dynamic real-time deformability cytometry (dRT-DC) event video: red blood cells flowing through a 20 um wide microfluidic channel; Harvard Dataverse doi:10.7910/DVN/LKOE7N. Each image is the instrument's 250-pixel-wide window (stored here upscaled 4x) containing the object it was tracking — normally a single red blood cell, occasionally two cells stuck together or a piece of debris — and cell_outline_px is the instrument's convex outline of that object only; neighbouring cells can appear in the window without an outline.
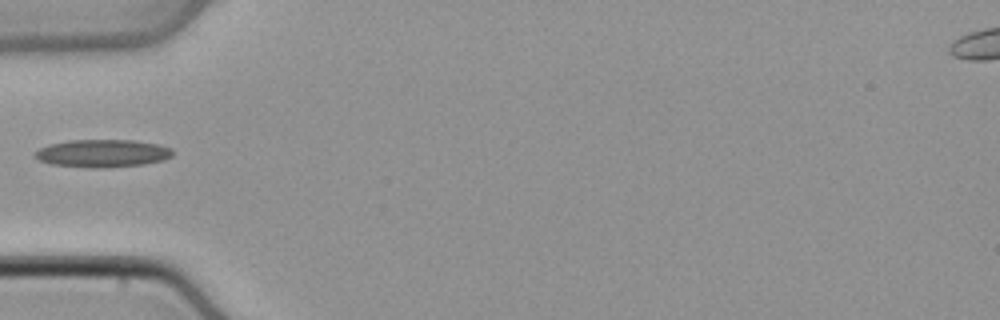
{"species": "common noctule bat (a hibernating species)", "species_latin": "Nyctalus noctula", "temperature_condition": "cold", "stored_images_in_passage": 33, "camera_frame_rate_fps": 3000, "um_per_image_px": 0.085, "animal": {"sex": "male", "body_mass_g": 21.5, "forearm_length_mm": 52.0}, "frame": {"image": 1, "passage_image": 1, "time_ms": 0.0, "image_size_px": [1000, 320], "cell_outline_px": [[172, 156], [164, 160], [144, 164], [92, 168], [52, 164], [40, 160], [36, 156], [36, 152], [40, 148], [52, 144], [72, 140], [136, 140], [156, 144], [172, 148]], "centroid_in_image_um": [8.77, 13.03], "position_along_channel_um": 76.2, "area_um2": 21.85}}
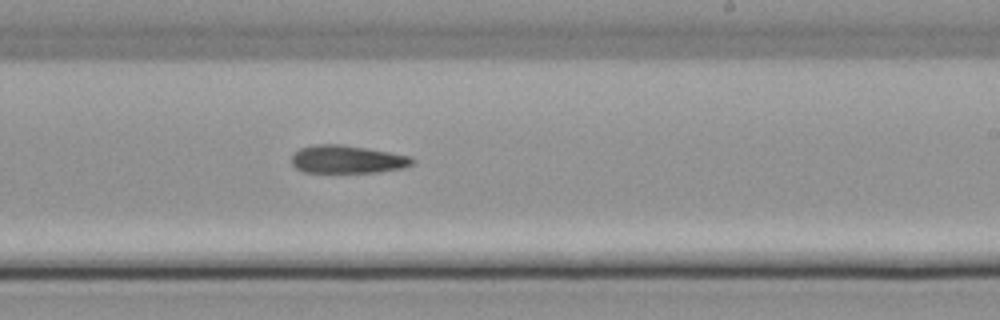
{"frame": {"image": 2, "passage_image": 14, "time_ms": 4.333, "image_size_px": [1000, 320], "cell_outline_px": [[412, 164], [404, 168], [376, 172], [304, 172], [296, 168], [292, 164], [292, 156], [300, 148], [316, 144], [340, 144], [368, 148], [412, 156]], "centroid_in_image_um": [29.52, 13.54], "position_along_channel_um": 259.5, "area_um2": 19.59}}
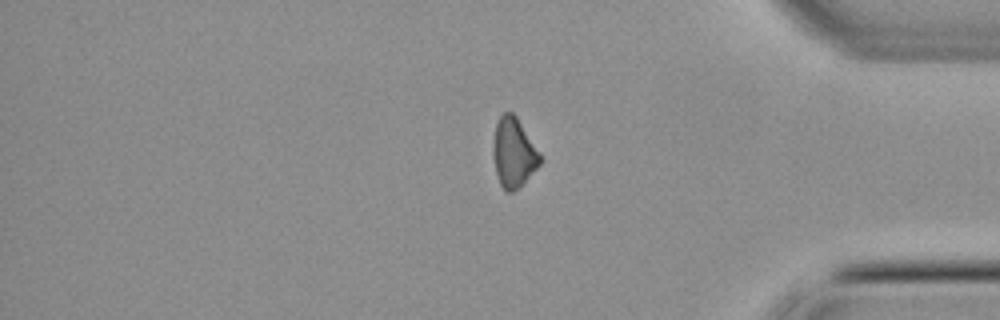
{"frame": {"image": 3, "passage_image": 25, "time_ms": 8.0, "image_size_px": [1000, 320], "cell_outline_px": [[540, 164], [512, 192], [508, 192], [500, 184], [496, 172], [492, 152], [492, 144], [496, 124], [500, 116], [504, 112], [512, 112], [516, 116], [540, 152]], "centroid_in_image_um": [43.63, 12.93], "position_along_channel_um": 391.6, "area_um2": 18.61}}